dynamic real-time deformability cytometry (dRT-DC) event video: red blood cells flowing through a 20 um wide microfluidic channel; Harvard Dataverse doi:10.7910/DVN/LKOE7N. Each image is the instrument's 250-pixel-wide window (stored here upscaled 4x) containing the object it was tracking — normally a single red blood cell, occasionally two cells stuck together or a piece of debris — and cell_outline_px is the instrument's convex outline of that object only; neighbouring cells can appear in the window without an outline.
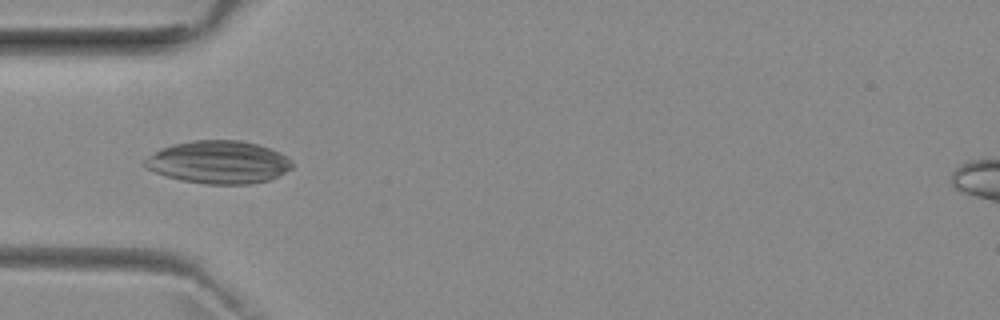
{"species": "common noctule bat (a hibernating species)", "species_latin": "Nyctalus noctula", "temperature_condition": "room temperature", "stored_images_in_passage": 28, "camera_frame_rate_fps": 3000, "um_per_image_px": 0.085, "animal": {"sex": "female", "body_mass_g": 29.2, "forearm_length_mm": 56.3}, "frame": {"image": 1, "passage_image": 7, "time_ms": 2.0, "image_size_px": [1000, 320], "cell_outline_px": [[292, 168], [268, 180], [252, 184], [204, 184], [180, 180], [156, 172], [148, 168], [144, 164], [144, 160], [148, 156], [160, 148], [172, 144], [192, 140], [240, 140], [256, 144], [280, 152], [288, 156], [292, 160]], "centroid_in_image_um": [18.59, 13.78], "position_along_channel_um": 66.4, "area_um2": 36.7}}
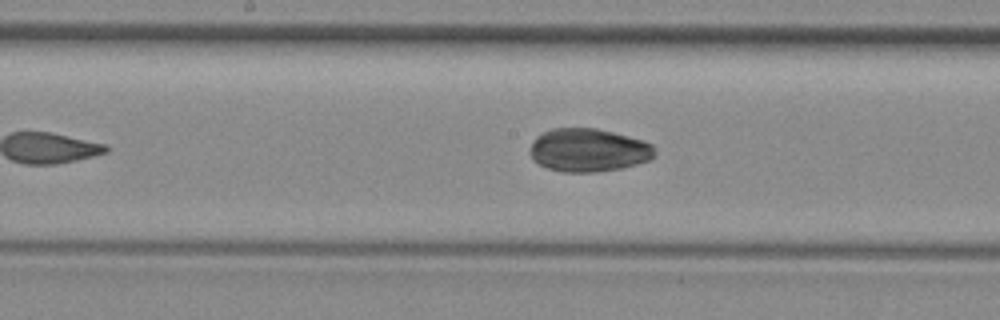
{"frame": {"image": 2, "passage_image": 17, "time_ms": 5.333, "image_size_px": [1000, 320], "cell_outline_px": [[656, 156], [648, 160], [624, 168], [596, 172], [560, 172], [548, 168], [532, 160], [532, 144], [536, 136], [540, 132], [552, 128], [596, 128], [644, 140], [652, 144], [656, 148]], "centroid_in_image_um": [50.05, 12.76], "position_along_channel_um": 198.2, "area_um2": 31.62}}
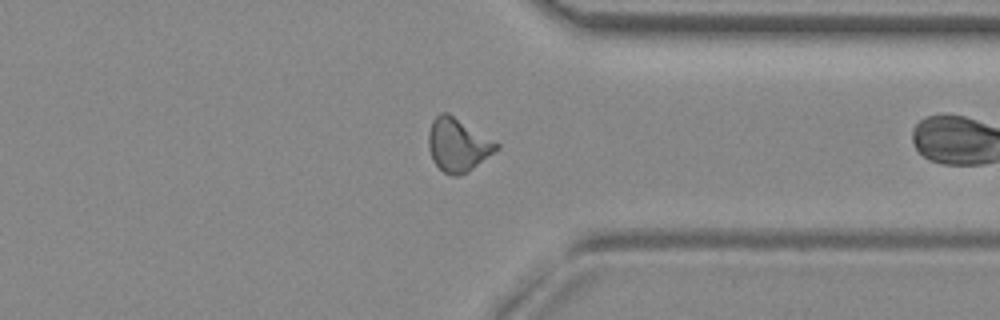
{"frame": {"image": 3, "passage_image": 27, "time_ms": 8.667, "image_size_px": [1000, 320], "cell_outline_px": [[500, 148], [468, 172], [456, 176], [452, 176], [444, 172], [432, 160], [428, 148], [428, 132], [432, 120], [440, 112], [448, 112], [500, 144]], "centroid_in_image_um": [38.91, 12.31], "position_along_channel_um": 372.5, "area_um2": 21.15}}